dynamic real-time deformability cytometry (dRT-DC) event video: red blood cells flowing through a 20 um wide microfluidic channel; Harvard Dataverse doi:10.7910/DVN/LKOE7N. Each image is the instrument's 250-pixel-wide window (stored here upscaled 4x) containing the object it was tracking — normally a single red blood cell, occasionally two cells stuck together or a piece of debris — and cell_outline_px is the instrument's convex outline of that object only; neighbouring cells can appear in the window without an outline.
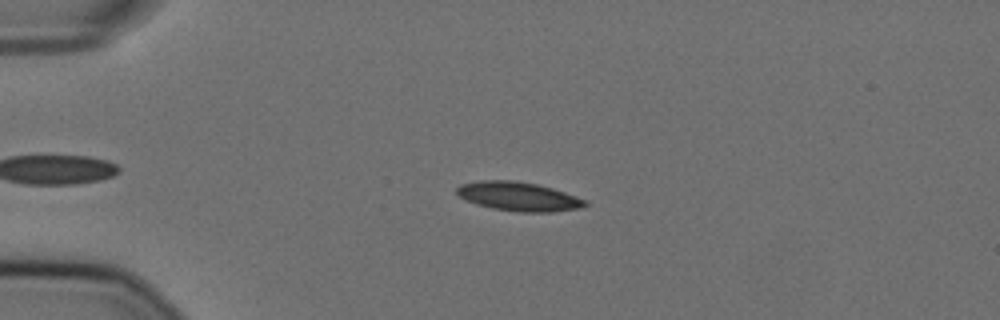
{"species": "Egyptian fruit bat (a non-hibernating species)", "species_latin": "Rousettus aegyptiacus", "temperature_condition": "cold", "stored_images_in_passage": 56, "camera_frame_rate_fps": 3000, "um_per_image_px": 0.085, "animal": {"sex": "female"}, "frame": {"image": 1, "passage_image": 13, "time_ms": 4.0, "image_size_px": [1000, 320], "cell_outline_px": [[588, 204], [584, 208], [552, 212], [520, 212], [492, 208], [476, 204], [464, 200], [456, 192], [456, 188], [460, 184], [480, 180], [516, 180], [536, 184], [552, 188], [588, 200]], "centroid_in_image_um": [44.09, 16.7], "position_along_channel_um": 40.9, "area_um2": 21.91}}
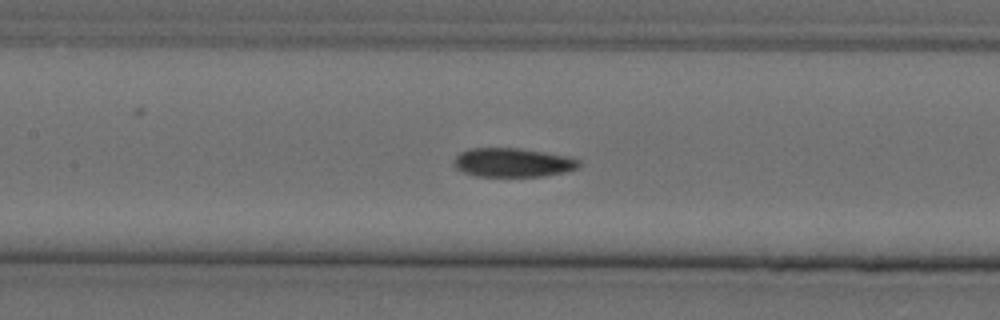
{"frame": {"image": 2, "passage_image": 26, "time_ms": 8.333, "image_size_px": [1000, 320], "cell_outline_px": [[580, 164], [576, 168], [568, 172], [544, 176], [476, 176], [464, 172], [456, 168], [452, 164], [452, 160], [460, 152], [468, 148], [520, 148], [572, 156], [580, 160]], "centroid_in_image_um": [43.6, 13.8], "position_along_channel_um": 163.8, "area_um2": 21.44}}
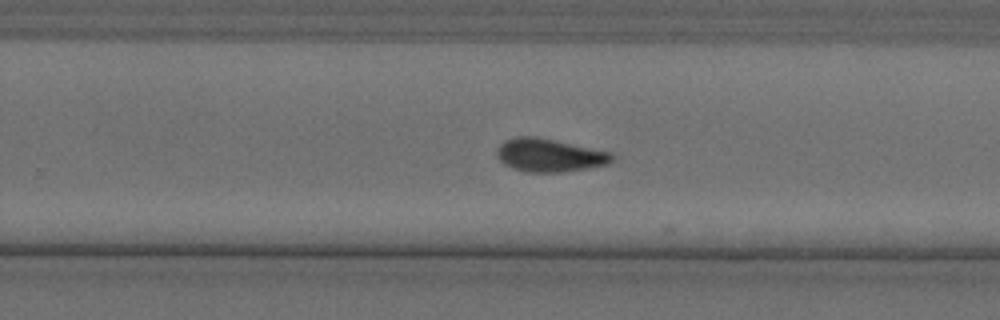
{"frame": {"image": 3, "passage_image": 36, "time_ms": 11.667, "image_size_px": [1000, 320], "cell_outline_px": [[616, 160], [608, 164], [588, 168], [560, 172], [524, 172], [512, 168], [504, 164], [496, 156], [496, 148], [504, 140], [516, 136], [536, 136], [612, 152], [616, 156]], "centroid_in_image_um": [46.71, 13.19], "position_along_channel_um": 283.1, "area_um2": 22.6}, "authors_computed_cell_mechanics": {"area_um2": 21.2993, "velocity_mm_per_s": 3.5981, "shape_relaxation_time_tau1_ms": 7.6794, "shape_relaxation_time_tau2_ms": 4.3714, "deformation_change_tau1": 0.1944, "deformation_change_tau2": 0.0913}}